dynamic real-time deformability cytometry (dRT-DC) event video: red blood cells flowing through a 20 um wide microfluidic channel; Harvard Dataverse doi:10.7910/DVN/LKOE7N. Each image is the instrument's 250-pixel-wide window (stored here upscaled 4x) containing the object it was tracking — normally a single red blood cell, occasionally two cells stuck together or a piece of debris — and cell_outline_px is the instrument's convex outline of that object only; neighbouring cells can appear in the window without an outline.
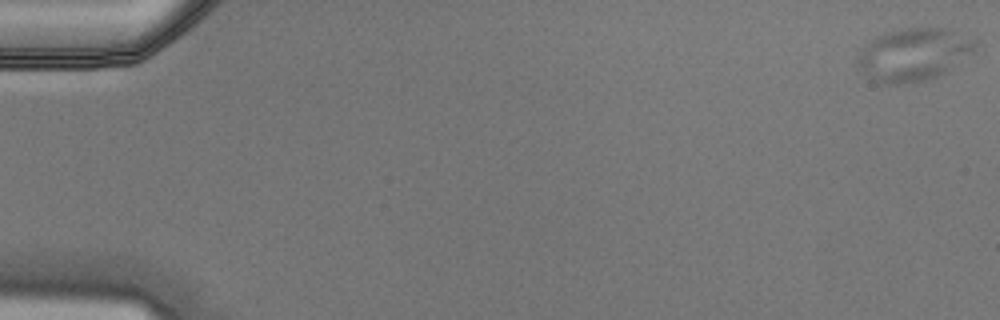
{"species": "Egyptian fruit bat (a non-hibernating species)", "species_latin": "Rousettus aegyptiacus", "temperature_condition": "cold", "stored_images_in_passage": 5, "camera_frame_rate_fps": 3000, "um_per_image_px": 0.085, "animal": {"sex": "male"}, "frame": {"image": 1, "passage_image": 1, "time_ms": 0.0, "image_size_px": [1000, 320], "cell_outline_px": [[976, 44], [972, 52], [944, 72], [936, 76], [924, 80], [904, 84], [880, 84], [872, 80], [856, 64], [856, 56], [860, 48], [868, 40], [876, 36], [900, 28], [948, 28], [976, 40]], "centroid_in_image_um": [77.57, 4.62], "position_along_channel_um": 7.4, "area_um2": 36.07}}
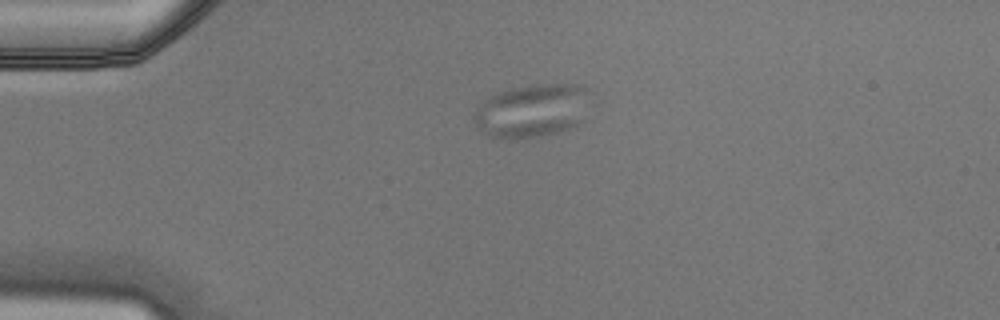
{"frame": {"image": 2, "passage_image": 4, "time_ms": 1.0, "image_size_px": [1000, 320], "cell_outline_px": [[584, 88], [580, 120], [572, 128], [540, 136], [508, 140], [488, 136], [476, 128], [472, 116], [480, 104], [484, 100], [500, 92], [520, 88], [544, 84], [576, 84]], "centroid_in_image_um": [45.07, 9.47], "position_along_channel_um": 39.9, "area_um2": 34.8}}